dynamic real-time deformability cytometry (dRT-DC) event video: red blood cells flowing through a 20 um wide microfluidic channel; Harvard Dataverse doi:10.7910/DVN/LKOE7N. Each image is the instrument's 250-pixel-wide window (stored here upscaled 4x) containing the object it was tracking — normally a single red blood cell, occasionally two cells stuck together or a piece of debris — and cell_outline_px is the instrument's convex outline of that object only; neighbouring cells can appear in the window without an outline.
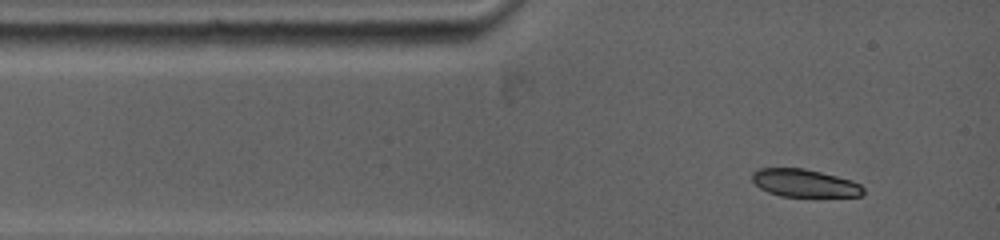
{"species": "common noctule bat (a hibernating species)", "species_latin": "Nyctalus noctula", "temperature_condition": "warm", "stored_images_in_passage": 4, "camera_frame_rate_fps": 5000, "um_per_image_px": 0.085, "animal": {"sex": "female", "body_mass_g": 19.0, "forearm_length_mm": 53.3}, "frame": {"image": 1, "passage_image": 1, "time_ms": 0.0, "image_size_px": [1000, 240], "cell_outline_px": [[864, 192], [860, 196], [780, 196], [768, 192], [760, 188], [752, 180], [752, 172], [760, 168], [804, 168], [852, 180], [860, 184], [864, 188]], "centroid_in_image_um": [68.37, 15.56], "position_along_channel_um": 16.6, "area_um2": 17.86}}
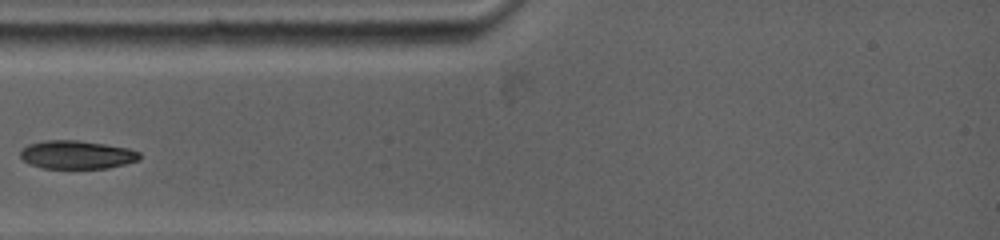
{"frame": {"image": 2, "passage_image": 3, "time_ms": 2.2, "image_size_px": [1000, 240], "cell_outline_px": [[140, 160], [108, 168], [44, 168], [28, 164], [20, 156], [20, 152], [28, 144], [44, 140], [80, 140], [128, 148], [140, 152]], "centroid_in_image_um": [6.53, 13.15], "position_along_channel_um": 78.5, "area_um2": 19.71}}
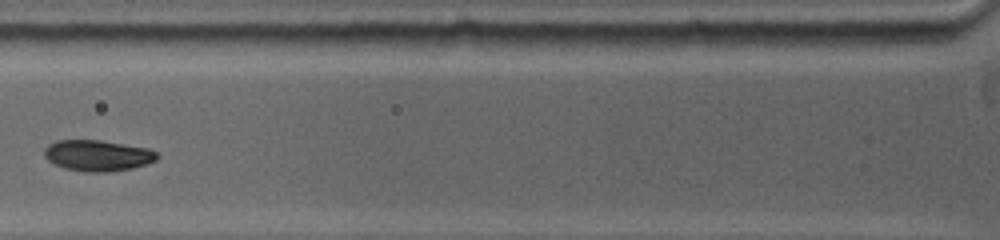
{"frame": {"image": 3, "passage_image": 4, "time_ms": 3.2, "image_size_px": [1000, 240], "cell_outline_px": [[160, 156], [156, 160], [148, 164], [132, 168], [108, 172], [84, 172], [64, 168], [48, 160], [44, 156], [44, 148], [48, 144], [56, 140], [100, 140], [148, 148], [156, 152]], "centroid_in_image_um": [8.3, 13.22], "position_along_channel_um": 117.5, "area_um2": 20.52}}